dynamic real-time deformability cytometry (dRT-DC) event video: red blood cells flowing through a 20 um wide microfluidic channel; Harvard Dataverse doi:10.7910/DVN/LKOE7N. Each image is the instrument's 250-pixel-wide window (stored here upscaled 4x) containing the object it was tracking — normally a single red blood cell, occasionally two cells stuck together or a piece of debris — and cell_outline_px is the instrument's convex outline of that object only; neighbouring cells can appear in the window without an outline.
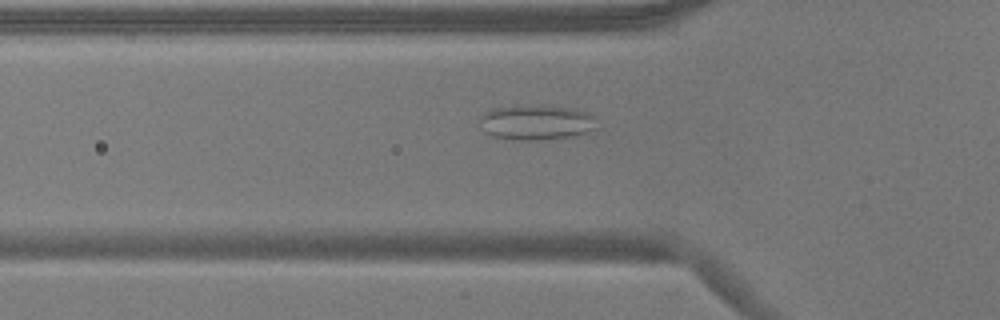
{"species": "common noctule bat (a hibernating species)", "species_latin": "Nyctalus noctula", "temperature_condition": "warm", "stored_images_in_passage": 46, "camera_frame_rate_fps": 3000, "um_per_image_px": 0.085, "animal": {"sex": "male", "body_mass_g": 17.9}, "frame": {"image": 1, "passage_image": 9, "time_ms": 2.667, "image_size_px": [1000, 320], "cell_outline_px": [[596, 128], [588, 132], [576, 136], [544, 140], [516, 140], [492, 136], [484, 132], [480, 128], [480, 116], [484, 112], [496, 108], [572, 108], [588, 112], [596, 116]], "centroid_in_image_um": [45.62, 10.47], "position_along_channel_um": 80.2, "area_um2": 23.35}}
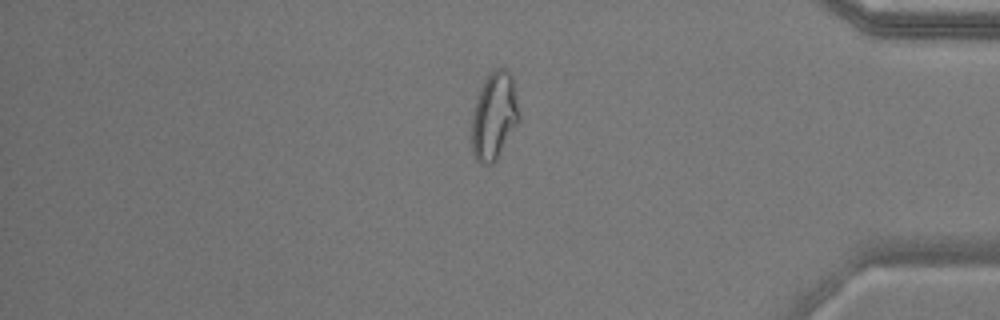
{"frame": {"image": 2, "passage_image": 37, "time_ms": 12.0, "image_size_px": [1000, 320], "cell_outline_px": [[520, 120], [496, 160], [492, 164], [484, 168], [476, 160], [472, 152], [472, 112], [476, 100], [484, 80], [492, 68], [504, 68], [512, 76]], "centroid_in_image_um": [41.98, 9.9], "position_along_channel_um": 393.2, "area_um2": 24.28}}
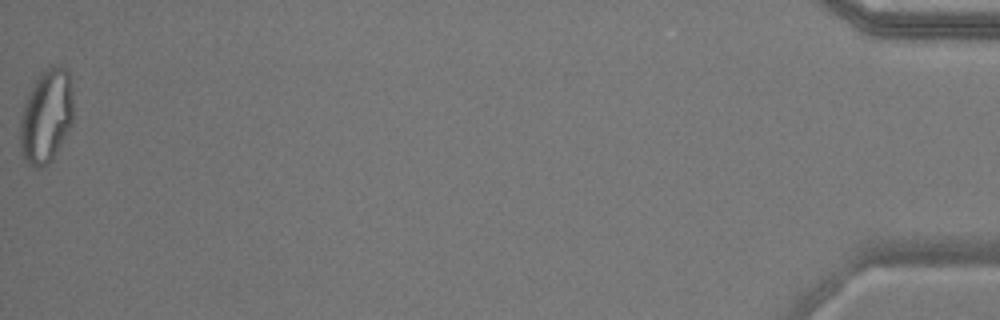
{"frame": {"image": 3, "passage_image": 46, "time_ms": 15.0, "image_size_px": [1000, 320], "cell_outline_px": [[72, 120], [56, 152], [48, 164], [40, 168], [36, 168], [28, 164], [20, 148], [20, 120], [24, 104], [28, 92], [40, 72], [52, 64], [60, 64], [68, 72], [72, 100]], "centroid_in_image_um": [3.9, 9.84], "position_along_channel_um": 431.3, "area_um2": 28.73}, "authors_computed_cell_mechanics": {"area_um2": 22.7154, "velocity_mm_per_s": 3.6519, "shape_relaxation_time_tau1_ms": null, "shape_relaxation_time_tau2_ms": 1.1617, "deformation_change_tau1": null, "deformation_change_tau2": 0.0761}}